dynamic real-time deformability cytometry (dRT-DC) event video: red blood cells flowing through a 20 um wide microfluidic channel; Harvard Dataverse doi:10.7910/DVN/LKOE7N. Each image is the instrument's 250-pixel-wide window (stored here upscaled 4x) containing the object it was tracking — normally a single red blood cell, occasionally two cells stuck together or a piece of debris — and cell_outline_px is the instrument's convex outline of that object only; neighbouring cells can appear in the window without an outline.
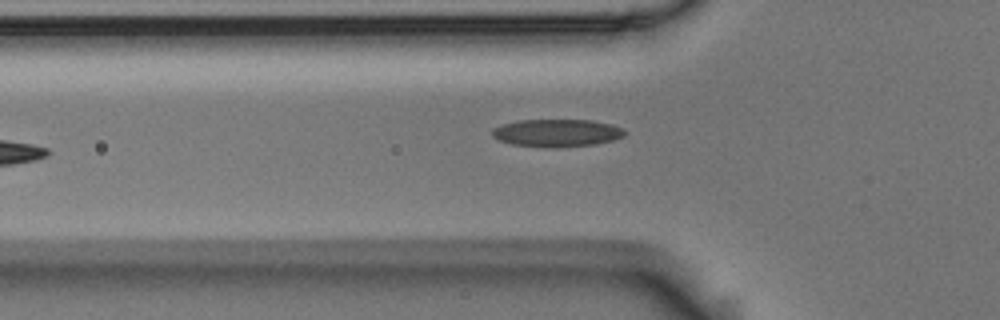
{"species": "Egyptian fruit bat (a non-hibernating species)", "species_latin": "Rousettus aegyptiacus", "temperature_condition": "room temperature", "stored_images_in_passage": 7, "segment_of_instrument_passage": [1, 2], "camera_frame_rate_fps": 3000, "um_per_image_px": 0.085, "animal": {"sex": "male"}, "frame": {"image": 1, "passage_image": 6, "time_ms": 1.667, "image_size_px": [1000, 320], "cell_outline_px": [[624, 136], [612, 140], [596, 144], [512, 144], [500, 140], [492, 136], [492, 128], [504, 124], [520, 120], [592, 120], [612, 124], [620, 128], [624, 132]], "centroid_in_image_um": [47.34, 11.23], "position_along_channel_um": 78.5, "area_um2": 19.94}}